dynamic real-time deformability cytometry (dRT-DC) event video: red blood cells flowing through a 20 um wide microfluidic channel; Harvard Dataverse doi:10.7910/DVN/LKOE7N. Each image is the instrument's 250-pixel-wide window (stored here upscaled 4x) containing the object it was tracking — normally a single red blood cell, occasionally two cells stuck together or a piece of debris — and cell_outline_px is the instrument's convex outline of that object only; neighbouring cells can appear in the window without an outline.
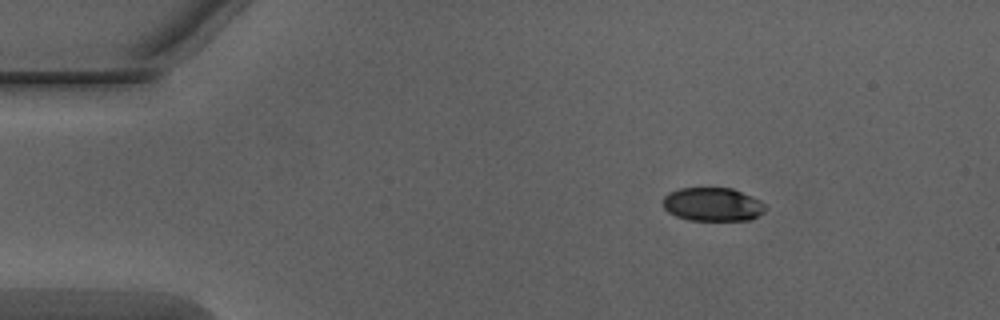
{"species": "Egyptian fruit bat (a non-hibernating species)", "species_latin": "Rousettus aegyptiacus", "temperature_condition": "warm", "stored_images_in_passage": 45, "camera_frame_rate_fps": 3000, "um_per_image_px": 0.085, "animal": {"sex": "male"}, "frame": {"image": 1, "passage_image": 1, "time_ms": 0.0, "image_size_px": [1000, 320], "cell_outline_px": [[768, 208], [764, 212], [748, 220], [688, 220], [676, 216], [668, 212], [664, 208], [664, 196], [668, 192], [680, 188], [732, 188], [752, 196], [760, 200]], "centroid_in_image_um": [60.58, 17.37], "position_along_channel_um": 24.4, "area_um2": 20.06}}
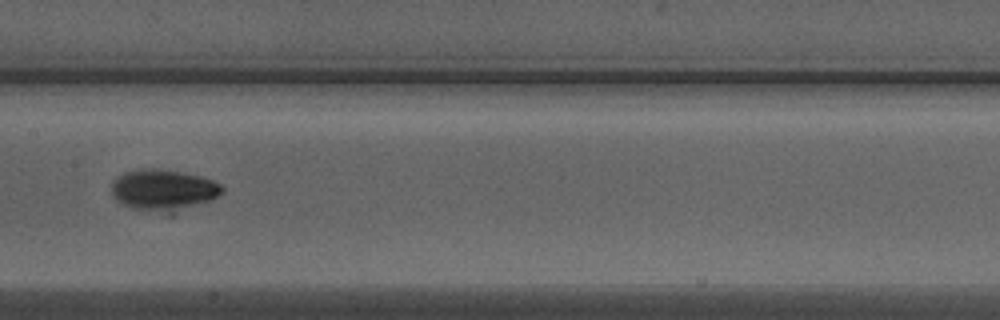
{"frame": {"image": 2, "passage_image": 19, "time_ms": 6.0, "image_size_px": [1000, 320], "cell_outline_px": [[224, 192], [208, 200], [188, 204], [164, 208], [132, 208], [116, 200], [112, 196], [112, 180], [116, 176], [124, 172], [144, 168], [156, 168], [184, 172], [200, 176], [212, 180], [220, 184], [224, 188]], "centroid_in_image_um": [13.8, 16.02], "position_along_channel_um": 193.6, "area_um2": 24.8}}
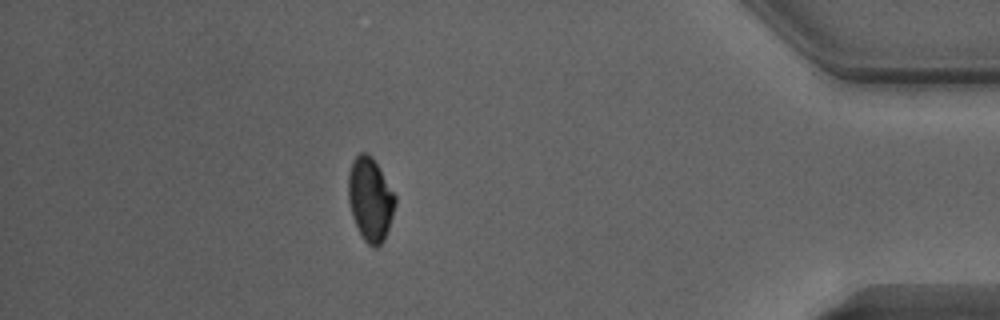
{"frame": {"image": 3, "passage_image": 38, "time_ms": 12.333, "image_size_px": [1000, 320], "cell_outline_px": [[396, 204], [384, 240], [376, 248], [372, 248], [364, 240], [352, 216], [348, 200], [348, 176], [352, 164], [356, 156], [360, 152], [364, 152], [372, 156], [380, 168], [396, 196]], "centroid_in_image_um": [31.48, 16.93], "position_along_channel_um": 403.7, "area_um2": 22.72}, "authors_computed_cell_mechanics": {"area_um2": 22.7154, "velocity_mm_per_s": 4.0562, "shape_relaxation_time_tau1_ms": 2.3538, "shape_relaxation_time_tau2_ms": 2.795, "deformation_change_tau1": 0.1033, "deformation_change_tau2": 0.056}}